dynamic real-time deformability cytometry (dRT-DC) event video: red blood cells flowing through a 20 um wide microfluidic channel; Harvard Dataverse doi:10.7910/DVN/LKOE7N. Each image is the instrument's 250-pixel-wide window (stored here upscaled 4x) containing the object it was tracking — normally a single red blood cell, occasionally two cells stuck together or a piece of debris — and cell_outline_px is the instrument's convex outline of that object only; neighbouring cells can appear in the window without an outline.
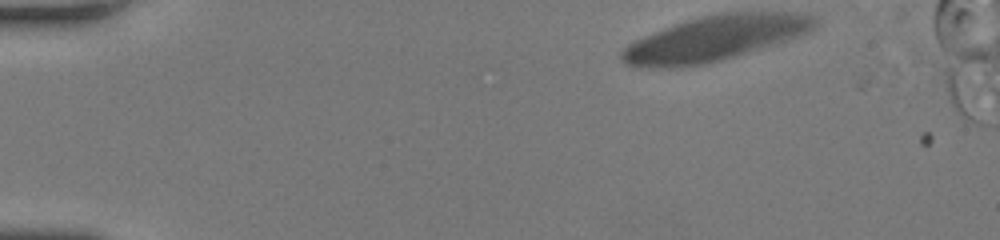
{"species": "human", "species_latin": "Homo sapiens", "temperature_condition": "room temperature", "stored_images_in_passage": 4, "camera_frame_rate_fps": 3000, "um_per_image_px": 0.085, "donor": {"sex": "female"}, "frame": {"image": 1, "passage_image": 1, "time_ms": 0.0, "image_size_px": [1000, 240], "cell_outline_px": [[820, 24], [812, 32], [776, 44], [720, 60], [704, 64], [680, 68], [632, 68], [624, 64], [620, 60], [620, 52], [628, 44], [644, 36], [664, 28], [700, 16], [720, 12], [812, 12], [820, 20]], "centroid_in_image_um": [60.83, 3.25], "position_along_channel_um": 24.2, "area_um2": 51.67}}